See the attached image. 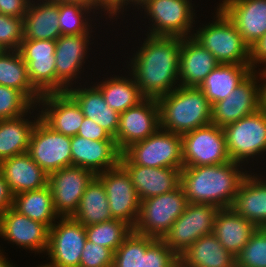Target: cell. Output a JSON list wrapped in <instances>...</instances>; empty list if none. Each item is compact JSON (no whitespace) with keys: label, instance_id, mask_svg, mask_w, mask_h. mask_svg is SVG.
<instances>
[{"label":"cell","instance_id":"6da1fadb","mask_svg":"<svg viewBox=\"0 0 266 267\" xmlns=\"http://www.w3.org/2000/svg\"><path fill=\"white\" fill-rule=\"evenodd\" d=\"M146 36L127 68L144 97L158 99L180 86L181 37Z\"/></svg>","mask_w":266,"mask_h":267},{"label":"cell","instance_id":"7a4b0ae2","mask_svg":"<svg viewBox=\"0 0 266 267\" xmlns=\"http://www.w3.org/2000/svg\"><path fill=\"white\" fill-rule=\"evenodd\" d=\"M242 166L229 161L210 166L183 167L180 185L188 203L211 204L219 209L232 207L242 181L249 174Z\"/></svg>","mask_w":266,"mask_h":267},{"label":"cell","instance_id":"3957f363","mask_svg":"<svg viewBox=\"0 0 266 267\" xmlns=\"http://www.w3.org/2000/svg\"><path fill=\"white\" fill-rule=\"evenodd\" d=\"M157 102L162 130L182 135L212 123V106L199 88L178 86Z\"/></svg>","mask_w":266,"mask_h":267},{"label":"cell","instance_id":"277c9868","mask_svg":"<svg viewBox=\"0 0 266 267\" xmlns=\"http://www.w3.org/2000/svg\"><path fill=\"white\" fill-rule=\"evenodd\" d=\"M215 13V21L199 27L192 37L210 51L220 64H250V47L235 24L219 6Z\"/></svg>","mask_w":266,"mask_h":267},{"label":"cell","instance_id":"5b68a950","mask_svg":"<svg viewBox=\"0 0 266 267\" xmlns=\"http://www.w3.org/2000/svg\"><path fill=\"white\" fill-rule=\"evenodd\" d=\"M133 164L152 168H183L181 134L159 128L122 152Z\"/></svg>","mask_w":266,"mask_h":267},{"label":"cell","instance_id":"8992f818","mask_svg":"<svg viewBox=\"0 0 266 267\" xmlns=\"http://www.w3.org/2000/svg\"><path fill=\"white\" fill-rule=\"evenodd\" d=\"M187 204V197L181 185L172 192L142 200L137 224L133 230L145 236L162 239L185 211Z\"/></svg>","mask_w":266,"mask_h":267},{"label":"cell","instance_id":"52a82bcc","mask_svg":"<svg viewBox=\"0 0 266 267\" xmlns=\"http://www.w3.org/2000/svg\"><path fill=\"white\" fill-rule=\"evenodd\" d=\"M231 161L245 166L266 151V111L257 112L223 127ZM259 155V156H258ZM251 158V159H250ZM246 161V162H245Z\"/></svg>","mask_w":266,"mask_h":267},{"label":"cell","instance_id":"ba28073f","mask_svg":"<svg viewBox=\"0 0 266 267\" xmlns=\"http://www.w3.org/2000/svg\"><path fill=\"white\" fill-rule=\"evenodd\" d=\"M191 0H149L140 9L150 20L145 35L190 37L194 32L195 13ZM149 16V17H148ZM194 22V23H193ZM194 27V29H193Z\"/></svg>","mask_w":266,"mask_h":267},{"label":"cell","instance_id":"9c48e42d","mask_svg":"<svg viewBox=\"0 0 266 267\" xmlns=\"http://www.w3.org/2000/svg\"><path fill=\"white\" fill-rule=\"evenodd\" d=\"M218 211L211 204L188 203L162 240L180 257L201 236L213 233Z\"/></svg>","mask_w":266,"mask_h":267},{"label":"cell","instance_id":"30bf717a","mask_svg":"<svg viewBox=\"0 0 266 267\" xmlns=\"http://www.w3.org/2000/svg\"><path fill=\"white\" fill-rule=\"evenodd\" d=\"M183 167L210 166L231 161L223 127L208 124L181 135Z\"/></svg>","mask_w":266,"mask_h":267},{"label":"cell","instance_id":"8fae6325","mask_svg":"<svg viewBox=\"0 0 266 267\" xmlns=\"http://www.w3.org/2000/svg\"><path fill=\"white\" fill-rule=\"evenodd\" d=\"M28 153L47 174L72 166L71 137L54 131L41 118L34 126Z\"/></svg>","mask_w":266,"mask_h":267},{"label":"cell","instance_id":"7c38bea8","mask_svg":"<svg viewBox=\"0 0 266 267\" xmlns=\"http://www.w3.org/2000/svg\"><path fill=\"white\" fill-rule=\"evenodd\" d=\"M96 177L103 183L113 219L121 220L133 229L137 224L141 200L128 172L118 166L98 173Z\"/></svg>","mask_w":266,"mask_h":267},{"label":"cell","instance_id":"4fadbf2b","mask_svg":"<svg viewBox=\"0 0 266 267\" xmlns=\"http://www.w3.org/2000/svg\"><path fill=\"white\" fill-rule=\"evenodd\" d=\"M49 230L46 251L50 267H79L87 240L85 226L72 217H60Z\"/></svg>","mask_w":266,"mask_h":267},{"label":"cell","instance_id":"5bb4252c","mask_svg":"<svg viewBox=\"0 0 266 267\" xmlns=\"http://www.w3.org/2000/svg\"><path fill=\"white\" fill-rule=\"evenodd\" d=\"M96 177L89 169L68 166L48 174V186L59 217H72L87 186Z\"/></svg>","mask_w":266,"mask_h":267},{"label":"cell","instance_id":"9a60e30c","mask_svg":"<svg viewBox=\"0 0 266 267\" xmlns=\"http://www.w3.org/2000/svg\"><path fill=\"white\" fill-rule=\"evenodd\" d=\"M92 36L90 33L61 35L56 40V93L66 92L78 82L76 79H79L84 71L82 66L85 65L88 50L91 49L88 46L93 44L90 43Z\"/></svg>","mask_w":266,"mask_h":267},{"label":"cell","instance_id":"2e32d148","mask_svg":"<svg viewBox=\"0 0 266 267\" xmlns=\"http://www.w3.org/2000/svg\"><path fill=\"white\" fill-rule=\"evenodd\" d=\"M258 77V78H257ZM260 80L253 70L231 94L212 105V124L224 127L260 109Z\"/></svg>","mask_w":266,"mask_h":267},{"label":"cell","instance_id":"e0dca14e","mask_svg":"<svg viewBox=\"0 0 266 267\" xmlns=\"http://www.w3.org/2000/svg\"><path fill=\"white\" fill-rule=\"evenodd\" d=\"M56 41L23 39L19 52L27 65L29 79L41 94L56 93Z\"/></svg>","mask_w":266,"mask_h":267},{"label":"cell","instance_id":"ac0fdd59","mask_svg":"<svg viewBox=\"0 0 266 267\" xmlns=\"http://www.w3.org/2000/svg\"><path fill=\"white\" fill-rule=\"evenodd\" d=\"M160 128L157 99L145 98L120 114L116 144L123 152L131 144L145 140Z\"/></svg>","mask_w":266,"mask_h":267},{"label":"cell","instance_id":"d6986e66","mask_svg":"<svg viewBox=\"0 0 266 267\" xmlns=\"http://www.w3.org/2000/svg\"><path fill=\"white\" fill-rule=\"evenodd\" d=\"M50 228L17 212L13 207L1 214L0 237L23 249L44 253L49 243Z\"/></svg>","mask_w":266,"mask_h":267},{"label":"cell","instance_id":"ffe728a7","mask_svg":"<svg viewBox=\"0 0 266 267\" xmlns=\"http://www.w3.org/2000/svg\"><path fill=\"white\" fill-rule=\"evenodd\" d=\"M37 105L41 109L40 118L54 131L69 137L77 135L84 114L67 92L42 95Z\"/></svg>","mask_w":266,"mask_h":267},{"label":"cell","instance_id":"44dd1931","mask_svg":"<svg viewBox=\"0 0 266 267\" xmlns=\"http://www.w3.org/2000/svg\"><path fill=\"white\" fill-rule=\"evenodd\" d=\"M120 165L128 172L140 200L174 191L181 183V170L133 164L123 153Z\"/></svg>","mask_w":266,"mask_h":267},{"label":"cell","instance_id":"7402d4cb","mask_svg":"<svg viewBox=\"0 0 266 267\" xmlns=\"http://www.w3.org/2000/svg\"><path fill=\"white\" fill-rule=\"evenodd\" d=\"M251 48L266 32V0H222L218 5Z\"/></svg>","mask_w":266,"mask_h":267},{"label":"cell","instance_id":"603a6c76","mask_svg":"<svg viewBox=\"0 0 266 267\" xmlns=\"http://www.w3.org/2000/svg\"><path fill=\"white\" fill-rule=\"evenodd\" d=\"M72 166L89 169L96 175L120 164L122 152L116 141H97L71 137Z\"/></svg>","mask_w":266,"mask_h":267},{"label":"cell","instance_id":"cb8c5ba5","mask_svg":"<svg viewBox=\"0 0 266 267\" xmlns=\"http://www.w3.org/2000/svg\"><path fill=\"white\" fill-rule=\"evenodd\" d=\"M220 63L192 36L181 37L179 84L198 88L206 76Z\"/></svg>","mask_w":266,"mask_h":267},{"label":"cell","instance_id":"d4e9b609","mask_svg":"<svg viewBox=\"0 0 266 267\" xmlns=\"http://www.w3.org/2000/svg\"><path fill=\"white\" fill-rule=\"evenodd\" d=\"M0 172L13 195L48 185V174L33 161L28 152L1 161Z\"/></svg>","mask_w":266,"mask_h":267},{"label":"cell","instance_id":"484cf974","mask_svg":"<svg viewBox=\"0 0 266 267\" xmlns=\"http://www.w3.org/2000/svg\"><path fill=\"white\" fill-rule=\"evenodd\" d=\"M258 227L240 216L232 207L221 208L216 214L213 234L233 256H237Z\"/></svg>","mask_w":266,"mask_h":267},{"label":"cell","instance_id":"4316f807","mask_svg":"<svg viewBox=\"0 0 266 267\" xmlns=\"http://www.w3.org/2000/svg\"><path fill=\"white\" fill-rule=\"evenodd\" d=\"M35 1L31 0L23 18L24 39L56 41L61 36L58 20L59 2Z\"/></svg>","mask_w":266,"mask_h":267},{"label":"cell","instance_id":"83f0119b","mask_svg":"<svg viewBox=\"0 0 266 267\" xmlns=\"http://www.w3.org/2000/svg\"><path fill=\"white\" fill-rule=\"evenodd\" d=\"M259 176L249 173L245 177L232 208L258 228H266V179L261 174Z\"/></svg>","mask_w":266,"mask_h":267},{"label":"cell","instance_id":"f1b7e54d","mask_svg":"<svg viewBox=\"0 0 266 267\" xmlns=\"http://www.w3.org/2000/svg\"><path fill=\"white\" fill-rule=\"evenodd\" d=\"M76 85L67 89V93L80 106L84 117L90 118L99 124L114 139L119 128L120 114L111 109L104 100L101 91L93 86ZM82 87V88H81Z\"/></svg>","mask_w":266,"mask_h":267},{"label":"cell","instance_id":"f546056e","mask_svg":"<svg viewBox=\"0 0 266 267\" xmlns=\"http://www.w3.org/2000/svg\"><path fill=\"white\" fill-rule=\"evenodd\" d=\"M36 108L37 105H34L22 116L0 120V162L15 155L28 152L34 126L40 118V112L38 113L39 115H35L37 118L33 115L31 116ZM28 113L34 120L29 121Z\"/></svg>","mask_w":266,"mask_h":267},{"label":"cell","instance_id":"4dcf8cb0","mask_svg":"<svg viewBox=\"0 0 266 267\" xmlns=\"http://www.w3.org/2000/svg\"><path fill=\"white\" fill-rule=\"evenodd\" d=\"M252 71L250 64H219L198 88L212 106L228 97Z\"/></svg>","mask_w":266,"mask_h":267},{"label":"cell","instance_id":"1f68e13d","mask_svg":"<svg viewBox=\"0 0 266 267\" xmlns=\"http://www.w3.org/2000/svg\"><path fill=\"white\" fill-rule=\"evenodd\" d=\"M179 259V267H232L236 263L213 233L197 239Z\"/></svg>","mask_w":266,"mask_h":267},{"label":"cell","instance_id":"d6a6232c","mask_svg":"<svg viewBox=\"0 0 266 267\" xmlns=\"http://www.w3.org/2000/svg\"><path fill=\"white\" fill-rule=\"evenodd\" d=\"M130 77L117 76L108 77L95 86L101 91L107 105L121 114L130 107L138 105L145 99L136 81L129 72Z\"/></svg>","mask_w":266,"mask_h":267},{"label":"cell","instance_id":"836d02e7","mask_svg":"<svg viewBox=\"0 0 266 267\" xmlns=\"http://www.w3.org/2000/svg\"><path fill=\"white\" fill-rule=\"evenodd\" d=\"M0 85L21 91L34 105L42 96L33 87L19 51H0Z\"/></svg>","mask_w":266,"mask_h":267},{"label":"cell","instance_id":"e575fe53","mask_svg":"<svg viewBox=\"0 0 266 267\" xmlns=\"http://www.w3.org/2000/svg\"><path fill=\"white\" fill-rule=\"evenodd\" d=\"M12 207L49 228L56 222L55 219L60 218L54 209L52 192L48 185L39 190L24 191L14 195Z\"/></svg>","mask_w":266,"mask_h":267},{"label":"cell","instance_id":"d590c367","mask_svg":"<svg viewBox=\"0 0 266 267\" xmlns=\"http://www.w3.org/2000/svg\"><path fill=\"white\" fill-rule=\"evenodd\" d=\"M84 226L112 220L103 183L95 177L85 189L78 209L72 216Z\"/></svg>","mask_w":266,"mask_h":267},{"label":"cell","instance_id":"8d00e7d4","mask_svg":"<svg viewBox=\"0 0 266 267\" xmlns=\"http://www.w3.org/2000/svg\"><path fill=\"white\" fill-rule=\"evenodd\" d=\"M91 12L94 14L96 10L85 4L59 2L58 20L61 35L88 34L94 32L91 29L93 20L87 17H90Z\"/></svg>","mask_w":266,"mask_h":267},{"label":"cell","instance_id":"74e56055","mask_svg":"<svg viewBox=\"0 0 266 267\" xmlns=\"http://www.w3.org/2000/svg\"><path fill=\"white\" fill-rule=\"evenodd\" d=\"M87 240L105 246L113 252L122 244L133 228L126 222L112 219L110 221L85 226Z\"/></svg>","mask_w":266,"mask_h":267},{"label":"cell","instance_id":"f35d334b","mask_svg":"<svg viewBox=\"0 0 266 267\" xmlns=\"http://www.w3.org/2000/svg\"><path fill=\"white\" fill-rule=\"evenodd\" d=\"M155 239L132 230L114 252L113 267H142L143 255Z\"/></svg>","mask_w":266,"mask_h":267},{"label":"cell","instance_id":"ab89813d","mask_svg":"<svg viewBox=\"0 0 266 267\" xmlns=\"http://www.w3.org/2000/svg\"><path fill=\"white\" fill-rule=\"evenodd\" d=\"M235 259L237 267H266V228H258Z\"/></svg>","mask_w":266,"mask_h":267},{"label":"cell","instance_id":"60d3db41","mask_svg":"<svg viewBox=\"0 0 266 267\" xmlns=\"http://www.w3.org/2000/svg\"><path fill=\"white\" fill-rule=\"evenodd\" d=\"M33 106L21 91L0 85V120L22 116Z\"/></svg>","mask_w":266,"mask_h":267},{"label":"cell","instance_id":"b9f144b4","mask_svg":"<svg viewBox=\"0 0 266 267\" xmlns=\"http://www.w3.org/2000/svg\"><path fill=\"white\" fill-rule=\"evenodd\" d=\"M23 39V18L0 13V49L19 51Z\"/></svg>","mask_w":266,"mask_h":267},{"label":"cell","instance_id":"7bdbcfd3","mask_svg":"<svg viewBox=\"0 0 266 267\" xmlns=\"http://www.w3.org/2000/svg\"><path fill=\"white\" fill-rule=\"evenodd\" d=\"M179 257L164 243L155 239L143 255L142 267H179Z\"/></svg>","mask_w":266,"mask_h":267},{"label":"cell","instance_id":"ee69618b","mask_svg":"<svg viewBox=\"0 0 266 267\" xmlns=\"http://www.w3.org/2000/svg\"><path fill=\"white\" fill-rule=\"evenodd\" d=\"M113 259L111 249L86 240L79 267H113Z\"/></svg>","mask_w":266,"mask_h":267},{"label":"cell","instance_id":"f6af8a7d","mask_svg":"<svg viewBox=\"0 0 266 267\" xmlns=\"http://www.w3.org/2000/svg\"><path fill=\"white\" fill-rule=\"evenodd\" d=\"M77 135L92 141H115L99 124L87 117H84Z\"/></svg>","mask_w":266,"mask_h":267},{"label":"cell","instance_id":"bcb514c9","mask_svg":"<svg viewBox=\"0 0 266 267\" xmlns=\"http://www.w3.org/2000/svg\"><path fill=\"white\" fill-rule=\"evenodd\" d=\"M31 0H0V13L24 18Z\"/></svg>","mask_w":266,"mask_h":267},{"label":"cell","instance_id":"7dc6e473","mask_svg":"<svg viewBox=\"0 0 266 267\" xmlns=\"http://www.w3.org/2000/svg\"><path fill=\"white\" fill-rule=\"evenodd\" d=\"M259 64H264V66L266 67V32L250 48V65L252 69L255 70L259 66Z\"/></svg>","mask_w":266,"mask_h":267},{"label":"cell","instance_id":"c3c4849f","mask_svg":"<svg viewBox=\"0 0 266 267\" xmlns=\"http://www.w3.org/2000/svg\"><path fill=\"white\" fill-rule=\"evenodd\" d=\"M14 195L0 172V214L13 206Z\"/></svg>","mask_w":266,"mask_h":267},{"label":"cell","instance_id":"681fc988","mask_svg":"<svg viewBox=\"0 0 266 267\" xmlns=\"http://www.w3.org/2000/svg\"><path fill=\"white\" fill-rule=\"evenodd\" d=\"M149 0H122L111 12H110V17H108V18H110V20H111V18H112V20H113V18L115 19V17L117 16V15H120V13L121 14H123V12H124V9H125V11L127 10V6L128 5H130V6H128V7H131L132 5L133 6H137L136 8L138 9V11H139V9L141 8V7H143V5H145L147 2H148ZM115 16V17H114Z\"/></svg>","mask_w":266,"mask_h":267},{"label":"cell","instance_id":"f907efd6","mask_svg":"<svg viewBox=\"0 0 266 267\" xmlns=\"http://www.w3.org/2000/svg\"><path fill=\"white\" fill-rule=\"evenodd\" d=\"M258 70L259 80L263 81V84H260V109L266 111V67Z\"/></svg>","mask_w":266,"mask_h":267},{"label":"cell","instance_id":"816d5d0a","mask_svg":"<svg viewBox=\"0 0 266 267\" xmlns=\"http://www.w3.org/2000/svg\"><path fill=\"white\" fill-rule=\"evenodd\" d=\"M56 2H72V3H81L93 7L96 11L100 10L106 12V15L110 17V14H107V10L99 3V0H53Z\"/></svg>","mask_w":266,"mask_h":267},{"label":"cell","instance_id":"f5cc1de1","mask_svg":"<svg viewBox=\"0 0 266 267\" xmlns=\"http://www.w3.org/2000/svg\"><path fill=\"white\" fill-rule=\"evenodd\" d=\"M122 0H99V3L107 10V14L121 2Z\"/></svg>","mask_w":266,"mask_h":267},{"label":"cell","instance_id":"db71d44e","mask_svg":"<svg viewBox=\"0 0 266 267\" xmlns=\"http://www.w3.org/2000/svg\"><path fill=\"white\" fill-rule=\"evenodd\" d=\"M3 250L0 249V267H16L11 263L9 260L6 259V256L2 252Z\"/></svg>","mask_w":266,"mask_h":267},{"label":"cell","instance_id":"11a10c76","mask_svg":"<svg viewBox=\"0 0 266 267\" xmlns=\"http://www.w3.org/2000/svg\"><path fill=\"white\" fill-rule=\"evenodd\" d=\"M37 267H50V266H49V264L47 263V264H45V265L43 264V265H39V266H37Z\"/></svg>","mask_w":266,"mask_h":267}]
</instances>
